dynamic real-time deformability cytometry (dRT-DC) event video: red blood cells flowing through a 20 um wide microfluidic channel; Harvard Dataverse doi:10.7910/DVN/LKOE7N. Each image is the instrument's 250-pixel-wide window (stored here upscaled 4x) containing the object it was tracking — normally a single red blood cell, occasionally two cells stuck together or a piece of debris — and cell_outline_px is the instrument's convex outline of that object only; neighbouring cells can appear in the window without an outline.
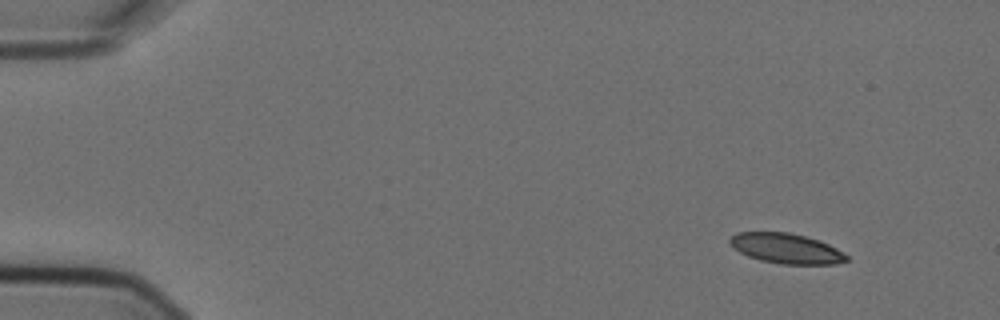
{"species": "Egyptian fruit bat (a non-hibernating species)", "species_latin": "Rousettus aegyptiacus", "temperature_condition": "cold", "stored_images_in_passage": 4, "camera_frame_rate_fps": 3000, "um_per_image_px": 0.085, "animal": {"sex": "female"}, "frame": {"image": 1, "passage_image": 1, "time_ms": 0.0, "image_size_px": [1000, 320], "cell_outline_px": [[848, 260], [836, 264], [780, 264], [760, 260], [748, 256], [732, 248], [728, 240], [736, 232], [788, 232], [804, 236], [828, 244], [836, 248], [848, 256]], "centroid_in_image_um": [66.79, 21.12], "position_along_channel_um": 18.2, "area_um2": 20.4}}
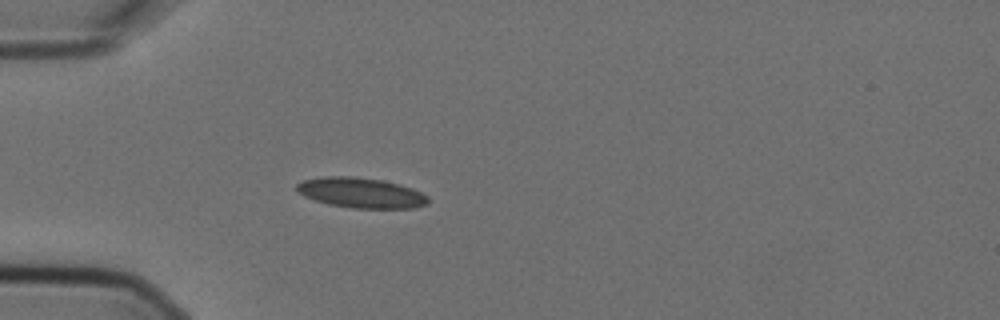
{"frame": {"image": 2, "passage_image": 4, "time_ms": 1.0, "image_size_px": [1000, 320], "cell_outline_px": [[428, 204], [412, 208], [352, 208], [328, 204], [304, 196], [296, 192], [296, 184], [304, 180], [324, 176], [352, 176], [380, 180], [400, 184], [412, 188], [428, 196]], "centroid_in_image_um": [30.67, 16.39], "position_along_channel_um": 54.3, "area_um2": 23.12}}